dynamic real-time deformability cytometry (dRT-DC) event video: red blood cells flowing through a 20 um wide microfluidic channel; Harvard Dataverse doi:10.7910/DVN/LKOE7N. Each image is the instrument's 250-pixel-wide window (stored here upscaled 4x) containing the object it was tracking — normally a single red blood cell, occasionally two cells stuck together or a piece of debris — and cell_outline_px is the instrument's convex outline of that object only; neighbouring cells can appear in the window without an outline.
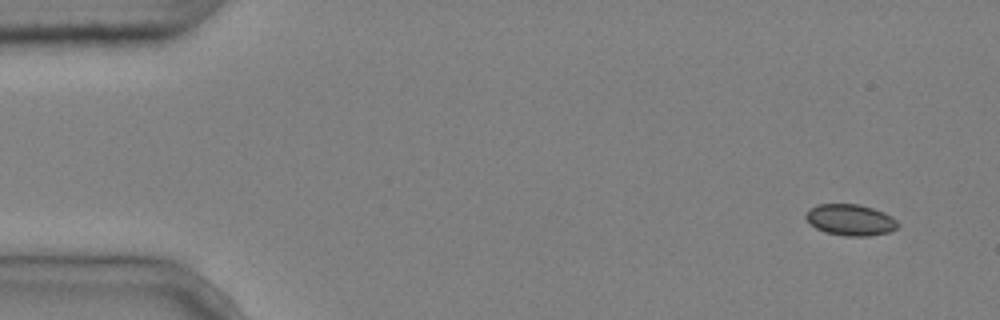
{"species": "common noctule bat (a hibernating species)", "species_latin": "Nyctalus noctula", "temperature_condition": "cold", "stored_images_in_passage": 4, "camera_frame_rate_fps": 3000, "um_per_image_px": 0.085, "animal": {"sex": "male", "body_mass_g": 20.4}, "frame": {"image": 1, "passage_image": 1, "time_ms": 0.0, "image_size_px": [1000, 320], "cell_outline_px": [[900, 224], [896, 228], [888, 232], [868, 236], [844, 236], [824, 232], [816, 228], [804, 216], [808, 208], [816, 204], [860, 204], [884, 212], [892, 216]], "centroid_in_image_um": [72.27, 18.68], "position_along_channel_um": 12.7, "area_um2": 16.88}}